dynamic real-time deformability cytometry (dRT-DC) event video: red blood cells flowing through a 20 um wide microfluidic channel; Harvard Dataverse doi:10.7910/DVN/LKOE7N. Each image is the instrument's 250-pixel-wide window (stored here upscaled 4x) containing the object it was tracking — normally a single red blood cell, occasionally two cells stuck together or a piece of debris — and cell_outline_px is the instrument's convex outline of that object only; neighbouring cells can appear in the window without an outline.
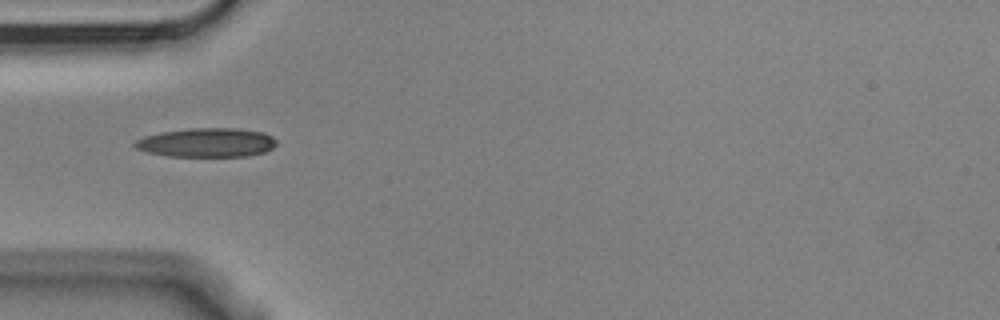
{"species": "Egyptian fruit bat (a non-hibernating species)", "species_latin": "Rousettus aegyptiacus", "temperature_condition": "cold", "stored_images_in_passage": 5, "camera_frame_rate_fps": 3000, "um_per_image_px": 0.085, "animal": {"sex": "male"}, "frame": {"image": 1, "passage_image": 1, "time_ms": 0.0, "image_size_px": [1000, 320], "cell_outline_px": [[276, 144], [272, 148], [264, 152], [248, 156], [168, 156], [148, 152], [136, 148], [132, 144], [136, 140], [144, 136], [160, 132], [192, 128], [236, 128], [264, 132], [272, 136], [276, 140]], "centroid_in_image_um": [17.58, 12.11], "position_along_channel_um": 67.4, "area_um2": 23.99}}
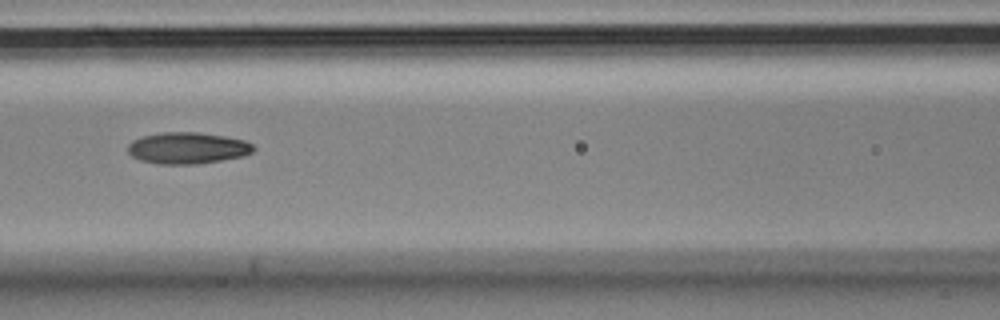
{"frame": {"image": 2, "passage_image": 3, "time_ms": 0.667, "image_size_px": [1000, 320], "cell_outline_px": [[256, 148], [252, 152], [244, 156], [196, 164], [160, 164], [140, 160], [132, 156], [128, 152], [128, 144], [132, 140], [144, 136], [160, 132], [200, 132], [224, 136], [244, 140], [252, 144]], "centroid_in_image_um": [15.94, 12.58], "position_along_channel_um": 150.7, "area_um2": 23.06}}
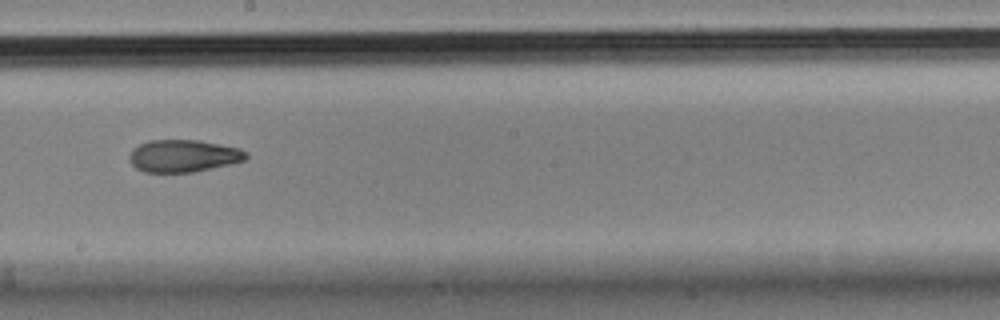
{"frame": {"image": 3, "passage_image": 5, "time_ms": 1.333, "image_size_px": [1000, 320], "cell_outline_px": [[248, 156], [244, 160], [196, 172], [144, 172], [136, 168], [128, 160], [128, 156], [132, 148], [148, 140], [200, 140], [240, 148], [248, 152]], "centroid_in_image_um": [15.56, 13.24], "position_along_channel_um": 232.6, "area_um2": 22.14}}